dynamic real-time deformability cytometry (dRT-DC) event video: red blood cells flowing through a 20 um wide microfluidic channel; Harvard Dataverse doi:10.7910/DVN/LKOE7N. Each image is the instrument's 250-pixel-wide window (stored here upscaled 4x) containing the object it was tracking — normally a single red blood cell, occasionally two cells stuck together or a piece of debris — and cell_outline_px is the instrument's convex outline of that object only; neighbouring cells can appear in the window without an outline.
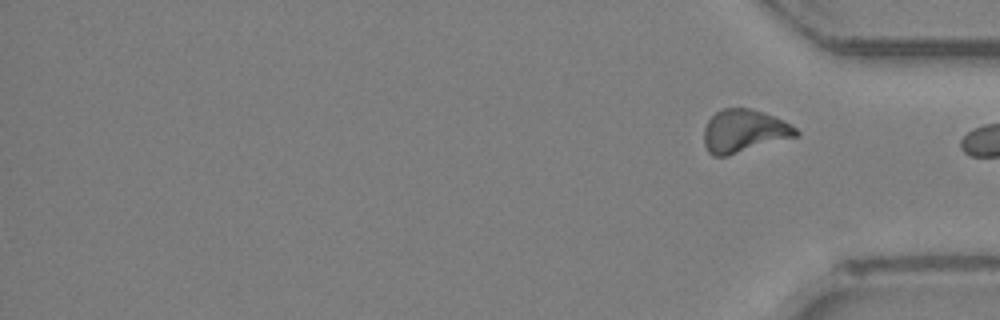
{"species": "Egyptian fruit bat (a non-hibernating species)", "species_latin": "Rousettus aegyptiacus", "temperature_condition": "room temperature", "stored_images_in_passage": 31, "segment_of_instrument_passage": [2, 2], "camera_frame_rate_fps": 3000, "um_per_image_px": 0.085, "animal": {"sex": "female"}, "frame": {"image": 1, "passage_image": 31, "time_ms": 10.0, "image_size_px": [1000, 320], "cell_outline_px": [[800, 136], [728, 156], [712, 156], [708, 152], [704, 144], [704, 128], [708, 120], [716, 112], [724, 108], [748, 108], [764, 112], [796, 128], [800, 132]], "centroid_in_image_um": [63.24, 11.16], "position_along_channel_um": 372.0, "area_um2": 23.12}}